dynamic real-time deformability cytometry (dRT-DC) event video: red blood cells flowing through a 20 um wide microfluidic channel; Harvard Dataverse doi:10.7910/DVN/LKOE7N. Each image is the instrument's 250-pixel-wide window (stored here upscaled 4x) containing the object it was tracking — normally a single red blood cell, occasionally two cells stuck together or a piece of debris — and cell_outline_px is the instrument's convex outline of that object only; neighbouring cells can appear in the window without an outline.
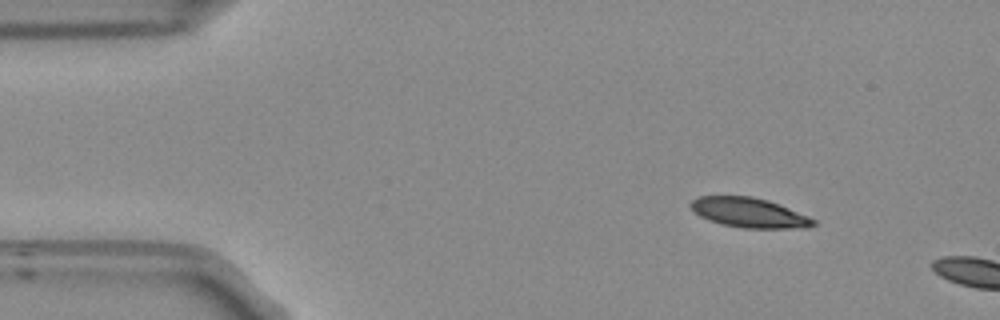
{"species": "Egyptian fruit bat (a non-hibernating species)", "species_latin": "Rousettus aegyptiacus", "temperature_condition": "room temperature", "stored_images_in_passage": 4, "camera_frame_rate_fps": 3000, "um_per_image_px": 0.085, "frame": {"image": 1, "passage_image": 1, "time_ms": 0.0, "image_size_px": [1000, 320], "cell_outline_px": [[816, 224], [804, 228], [744, 228], [724, 224], [708, 220], [700, 216], [688, 204], [692, 200], [700, 196], [752, 196], [768, 200], [780, 204], [808, 216], [816, 220]], "centroid_in_image_um": [63.69, 18.07], "position_along_channel_um": 21.3, "area_um2": 21.15}}